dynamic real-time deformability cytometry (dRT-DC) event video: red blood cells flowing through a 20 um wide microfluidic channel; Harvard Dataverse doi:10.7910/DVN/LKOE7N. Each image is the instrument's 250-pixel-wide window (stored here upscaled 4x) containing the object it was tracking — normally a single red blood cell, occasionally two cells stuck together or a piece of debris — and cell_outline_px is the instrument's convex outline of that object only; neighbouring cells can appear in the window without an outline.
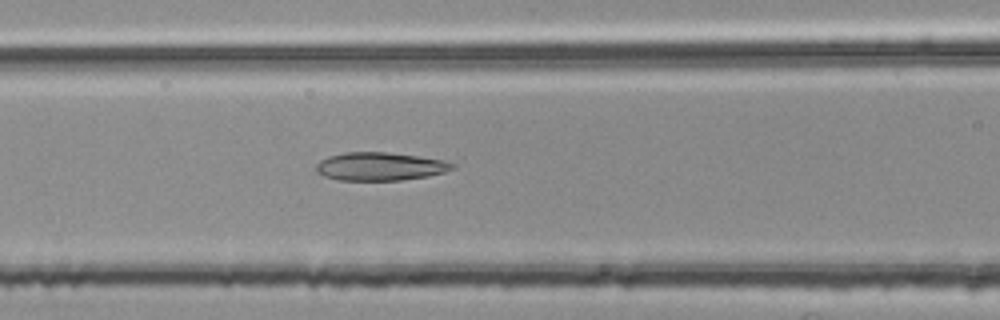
{"species": "common noctule bat (a hibernating species)", "species_latin": "Nyctalus noctula", "temperature_condition": "room temperature", "stored_images_in_passage": 6, "segment_of_instrument_passage": [2, 2], "camera_frame_rate_fps": 3000, "um_per_image_px": 0.085, "animal": {"sex": "female", "body_mass_g": 25.1}, "frame": {"image": 1, "passage_image": 6, "time_ms": 1.667, "image_size_px": [1000, 320], "cell_outline_px": [[456, 168], [444, 172], [428, 176], [400, 180], [340, 180], [324, 176], [316, 172], [316, 164], [320, 160], [328, 156], [344, 152], [388, 152], [420, 156], [440, 160], [456, 164]], "centroid_in_image_um": [32.29, 14.14], "position_along_channel_um": 134.3, "area_um2": 22.43}}